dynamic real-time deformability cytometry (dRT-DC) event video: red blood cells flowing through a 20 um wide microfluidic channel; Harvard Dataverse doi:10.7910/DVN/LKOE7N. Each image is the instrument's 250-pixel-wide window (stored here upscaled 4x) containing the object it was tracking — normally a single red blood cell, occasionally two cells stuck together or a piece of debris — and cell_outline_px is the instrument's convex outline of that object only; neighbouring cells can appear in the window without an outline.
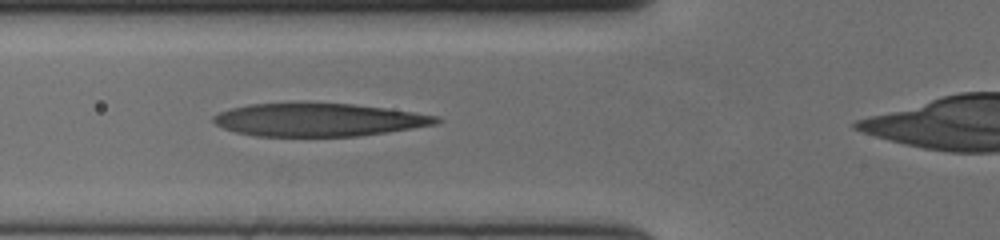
{"species": "human", "species_latin": "Homo sapiens", "temperature_condition": "cold", "stored_images_in_passage": 39, "camera_frame_rate_fps": 3000, "um_per_image_px": 0.085, "donor": {"sex": "female"}, "frame": {"image": 1, "passage_image": 10, "time_ms": 3.0, "image_size_px": [1000, 240], "cell_outline_px": [[444, 120], [436, 124], [388, 132], [360, 136], [256, 136], [236, 132], [224, 128], [216, 124], [212, 120], [212, 116], [220, 112], [232, 108], [248, 104], [300, 100], [352, 104], [384, 108], [440, 116]], "centroid_in_image_um": [27.05, 10.15], "position_along_channel_um": 98.7, "area_um2": 43.93}}
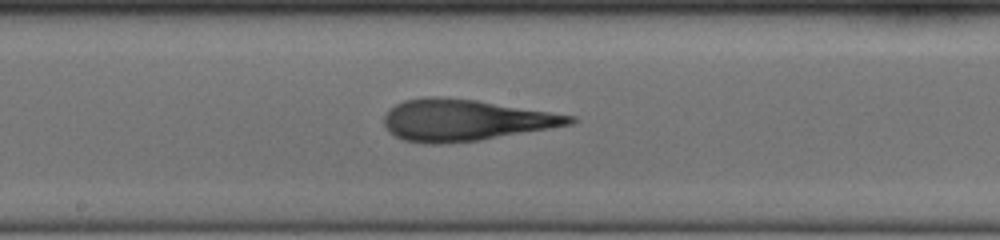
{"frame": {"image": 2, "passage_image": 19, "time_ms": 6.0, "image_size_px": [1000, 240], "cell_outline_px": [[576, 120], [572, 124], [480, 140], [440, 144], [424, 144], [404, 140], [388, 132], [384, 124], [384, 116], [396, 104], [404, 100], [424, 96], [440, 96], [476, 100], [576, 116]], "centroid_in_image_um": [39.49, 10.21], "position_along_channel_um": 208.7, "area_um2": 44.68}}
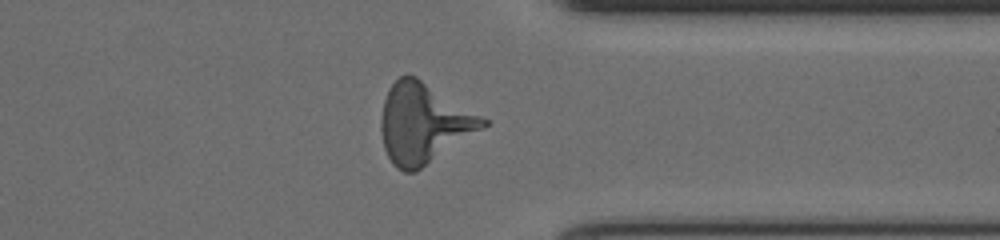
{"frame": {"image": 3, "passage_image": 33, "time_ms": 10.667, "image_size_px": [1000, 240], "cell_outline_px": [[488, 124], [484, 128], [416, 172], [404, 172], [396, 168], [392, 164], [384, 148], [380, 132], [380, 120], [384, 100], [388, 88], [400, 76], [416, 76], [488, 120]], "centroid_in_image_um": [35.98, 10.51], "position_along_channel_um": 375.4, "area_um2": 47.16}, "authors_computed_cell_mechanics": {"area_um2": 44.0436, "velocity_mm_per_s": 3.6662, "shape_relaxation_time_tau1_ms": 4.6905, "shape_relaxation_time_tau2_ms": 2.102, "deformation_change_tau1": 0.2316, "deformation_change_tau2": 0.1484}}